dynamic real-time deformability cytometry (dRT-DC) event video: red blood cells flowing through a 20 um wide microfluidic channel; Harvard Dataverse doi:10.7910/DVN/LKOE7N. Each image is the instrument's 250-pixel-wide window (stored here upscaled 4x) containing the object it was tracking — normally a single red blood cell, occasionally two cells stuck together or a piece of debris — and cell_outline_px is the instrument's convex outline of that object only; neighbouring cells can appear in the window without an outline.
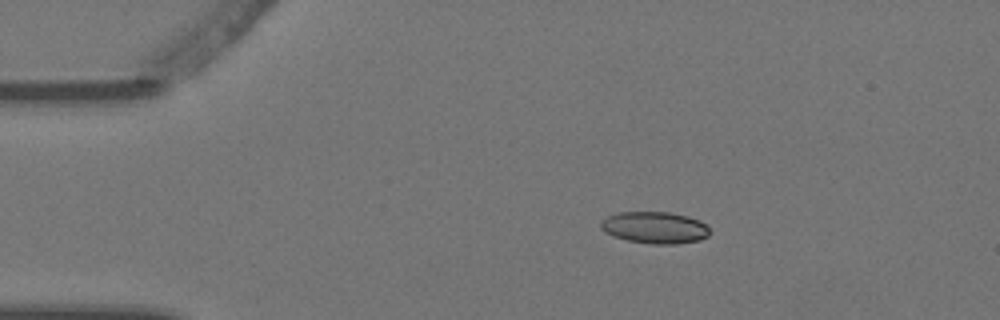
{"species": "Egyptian fruit bat (a non-hibernating species)", "species_latin": "Rousettus aegyptiacus", "temperature_condition": "warm", "stored_images_in_passage": 2, "camera_frame_rate_fps": 3000, "um_per_image_px": 0.085, "animal": {"sex": "female"}, "frame": {"image": 1, "passage_image": 1, "time_ms": 0.0, "image_size_px": [1000, 320], "cell_outline_px": [[708, 236], [700, 240], [676, 244], [652, 244], [628, 240], [612, 236], [604, 232], [600, 228], [600, 220], [608, 216], [620, 212], [668, 212], [688, 216], [700, 220], [708, 224]], "centroid_in_image_um": [55.65, 19.34], "position_along_channel_um": 29.4, "area_um2": 20.35}}